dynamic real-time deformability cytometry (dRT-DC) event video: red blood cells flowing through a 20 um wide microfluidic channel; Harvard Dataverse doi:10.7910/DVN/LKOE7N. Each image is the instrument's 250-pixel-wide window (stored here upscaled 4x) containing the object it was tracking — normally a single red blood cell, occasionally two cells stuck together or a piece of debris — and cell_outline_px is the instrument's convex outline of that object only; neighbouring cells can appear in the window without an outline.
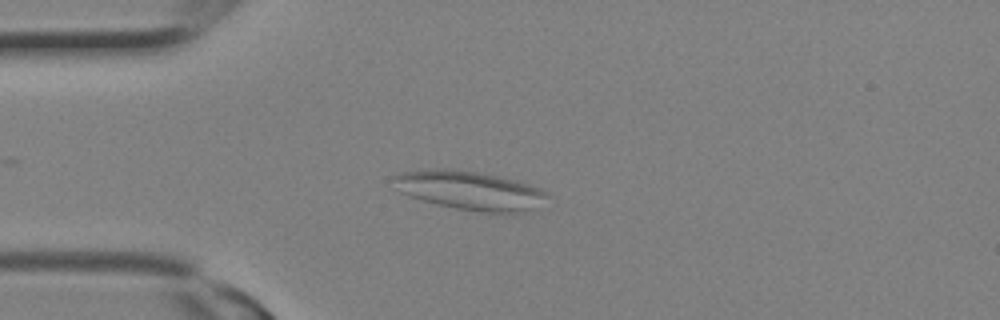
{"species": "Egyptian fruit bat (a non-hibernating species)", "species_latin": "Rousettus aegyptiacus", "temperature_condition": "room temperature", "stored_images_in_passage": 1, "camera_frame_rate_fps": 3000, "um_per_image_px": 0.085, "animal": {"sex": "female"}, "frame": {"image": 1, "passage_image": 1, "time_ms": 0.0, "image_size_px": [1000, 320], "cell_outline_px": [[548, 196], [528, 208], [516, 212], [484, 212], [456, 208], [436, 204], [400, 192], [392, 176], [400, 172], [428, 168], [452, 168], [500, 176], [516, 180], [540, 188]], "centroid_in_image_um": [39.83, 16.14], "position_along_channel_um": 45.2, "area_um2": 33.99}}